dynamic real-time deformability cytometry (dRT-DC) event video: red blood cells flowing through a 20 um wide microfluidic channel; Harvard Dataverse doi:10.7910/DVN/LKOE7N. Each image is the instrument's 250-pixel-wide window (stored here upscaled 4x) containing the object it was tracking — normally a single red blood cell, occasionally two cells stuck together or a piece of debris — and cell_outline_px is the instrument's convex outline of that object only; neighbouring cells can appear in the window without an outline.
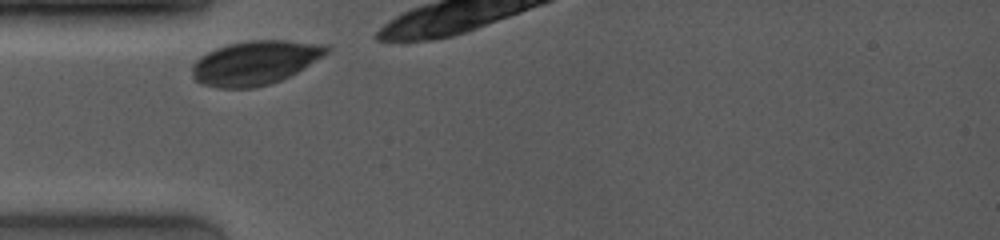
{"species": "common noctule bat (a hibernating species)", "species_latin": "Nyctalus noctula", "temperature_condition": "room temperature", "stored_images_in_passage": 8, "camera_frame_rate_fps": 4000, "um_per_image_px": 0.085, "animal": {"sex": "female", "body_mass_g": 19.0, "forearm_length_mm": 53.3}, "frame": {"image": 1, "passage_image": 1, "time_ms": 0.0, "image_size_px": [1000, 240], "cell_outline_px": [[332, 48], [324, 56], [304, 68], [280, 80], [268, 84], [252, 88], [216, 88], [200, 84], [192, 76], [192, 64], [200, 56], [216, 48], [228, 44], [248, 40], [284, 40], [328, 44]], "centroid_in_image_um": [21.69, 5.32], "position_along_channel_um": 63.3, "area_um2": 34.68}}